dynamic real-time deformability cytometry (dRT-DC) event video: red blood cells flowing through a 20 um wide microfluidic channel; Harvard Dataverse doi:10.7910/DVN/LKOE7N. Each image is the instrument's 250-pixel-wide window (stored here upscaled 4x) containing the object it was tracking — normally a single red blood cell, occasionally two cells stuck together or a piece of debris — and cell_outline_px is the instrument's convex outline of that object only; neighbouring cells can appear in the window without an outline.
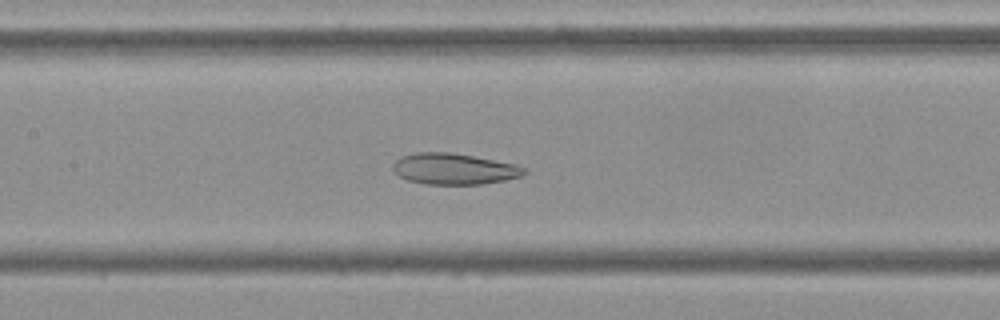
{"species": "Egyptian fruit bat (a non-hibernating species)", "species_latin": "Rousettus aegyptiacus", "temperature_condition": "cold", "stored_images_in_passage": 54, "camera_frame_rate_fps": 3000, "um_per_image_px": 0.085, "frame": {"image": 1, "passage_image": 25, "time_ms": 8.0, "image_size_px": [1000, 320], "cell_outline_px": [[528, 172], [524, 176], [504, 180], [480, 184], [424, 184], [408, 180], [392, 172], [392, 164], [400, 156], [416, 152], [448, 152], [472, 156], [516, 164], [528, 168]], "centroid_in_image_um": [38.6, 14.35], "position_along_channel_um": 168.8, "area_um2": 23.99}}
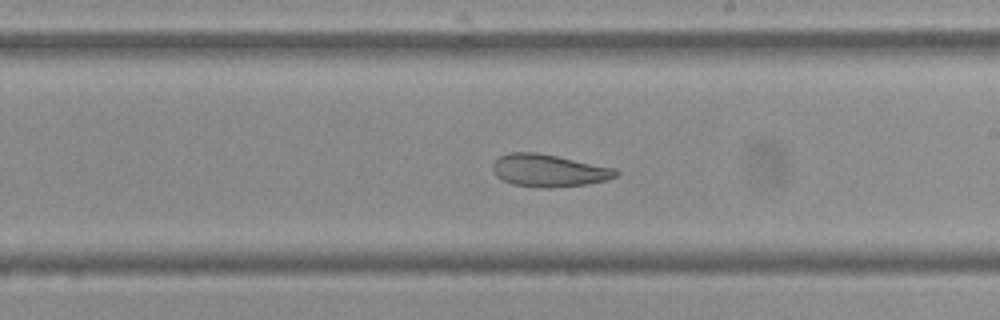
{"frame": {"image": 2, "passage_image": 31, "time_ms": 10.0, "image_size_px": [1000, 320], "cell_outline_px": [[620, 172], [616, 176], [608, 180], [588, 184], [548, 188], [540, 188], [512, 184], [496, 176], [492, 168], [492, 164], [500, 156], [508, 152], [536, 152], [616, 168]], "centroid_in_image_um": [46.66, 14.5], "position_along_channel_um": 242.3, "area_um2": 23.35}}
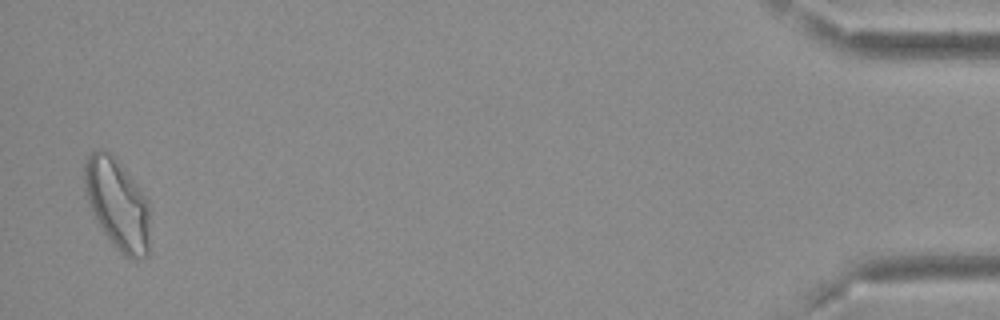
{"frame": {"image": 3, "passage_image": 53, "time_ms": 17.333, "image_size_px": [1000, 320], "cell_outline_px": [[148, 256], [136, 260], [124, 256], [104, 232], [92, 212], [88, 204], [84, 192], [84, 164], [88, 156], [96, 148], [100, 148], [108, 152], [116, 160], [136, 184], [148, 200]], "centroid_in_image_um": [9.95, 17.34], "position_along_channel_um": 425.3, "area_um2": 34.1}, "authors_computed_cell_mechanics": {"area_um2": 28.5532, "velocity_mm_per_s": 3.6963, "shape_relaxation_time_tau1_ms": null, "shape_relaxation_time_tau2_ms": 2.3475, "deformation_change_tau1": null, "deformation_change_tau2": 0.0885}}